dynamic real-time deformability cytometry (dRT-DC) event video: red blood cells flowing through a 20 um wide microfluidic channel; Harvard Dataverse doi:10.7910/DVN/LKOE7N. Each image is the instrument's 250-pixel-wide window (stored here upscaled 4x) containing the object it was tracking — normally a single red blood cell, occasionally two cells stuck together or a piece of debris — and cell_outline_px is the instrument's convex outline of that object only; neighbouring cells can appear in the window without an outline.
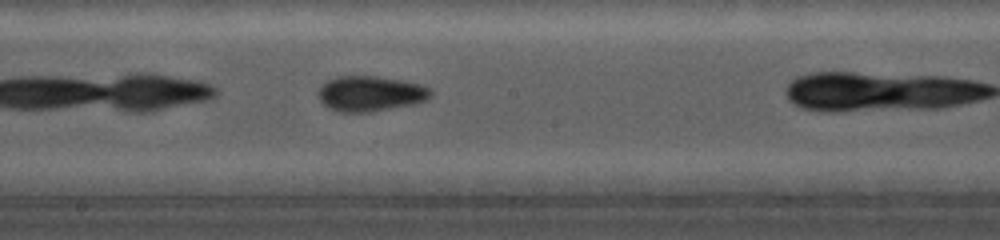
{"species": "common noctule bat (a hibernating species)", "species_latin": "Nyctalus noctula", "temperature_condition": "cold", "stored_images_in_passage": 7, "camera_frame_rate_fps": 5000, "um_per_image_px": 0.085, "animal": {"sex": "female", "body_mass_g": 19.0, "forearm_length_mm": 56.7}, "frame": {"image": 1, "passage_image": 7, "time_ms": 3.8, "image_size_px": [1000, 240], "cell_outline_px": [[432, 92], [424, 100], [412, 104], [368, 112], [340, 112], [328, 108], [320, 100], [320, 88], [328, 80], [340, 76], [372, 76], [396, 80], [416, 84], [428, 88]], "centroid_in_image_um": [31.42, 7.97], "position_along_channel_um": 216.8, "area_um2": 22.31}}